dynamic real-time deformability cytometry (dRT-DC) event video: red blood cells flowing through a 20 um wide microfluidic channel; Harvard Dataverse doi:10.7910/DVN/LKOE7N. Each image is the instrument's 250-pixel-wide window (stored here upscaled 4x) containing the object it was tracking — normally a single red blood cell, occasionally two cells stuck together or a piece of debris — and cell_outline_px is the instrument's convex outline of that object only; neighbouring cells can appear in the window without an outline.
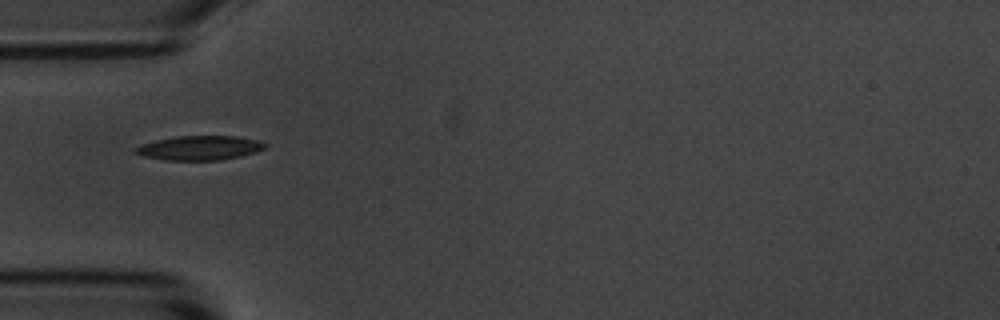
{"species": "common noctule bat (a hibernating species)", "species_latin": "Nyctalus noctula", "temperature_condition": "room temperature", "stored_images_in_passage": 11, "camera_frame_rate_fps": 3000, "um_per_image_px": 0.085, "animal": {"sex": "male", "body_mass_g": 20.1, "forearm_length_mm": 53.5}, "frame": {"image": 1, "passage_image": 1, "time_ms": 0.0, "image_size_px": [1000, 320], "cell_outline_px": [[268, 148], [256, 152], [240, 156], [220, 160], [164, 160], [144, 156], [132, 152], [132, 148], [140, 144], [156, 140], [176, 136], [236, 136], [256, 140], [268, 144]], "centroid_in_image_um": [16.94, 12.57], "position_along_channel_um": 68.1, "area_um2": 18.55}}
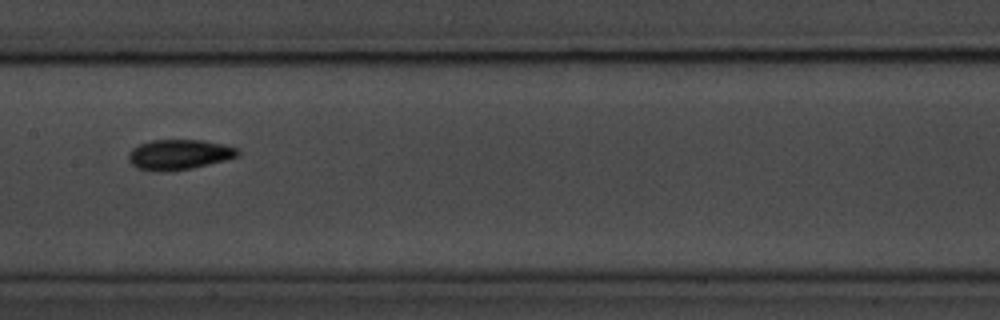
{"frame": {"image": 2, "passage_image": 4, "time_ms": 3.333, "image_size_px": [1000, 320], "cell_outline_px": [[240, 152], [236, 156], [228, 160], [192, 168], [140, 168], [132, 164], [128, 160], [128, 152], [136, 144], [152, 140], [204, 140], [224, 144], [236, 148]], "centroid_in_image_um": [15.26, 13.07], "position_along_channel_um": 192.1, "area_um2": 18.55}}
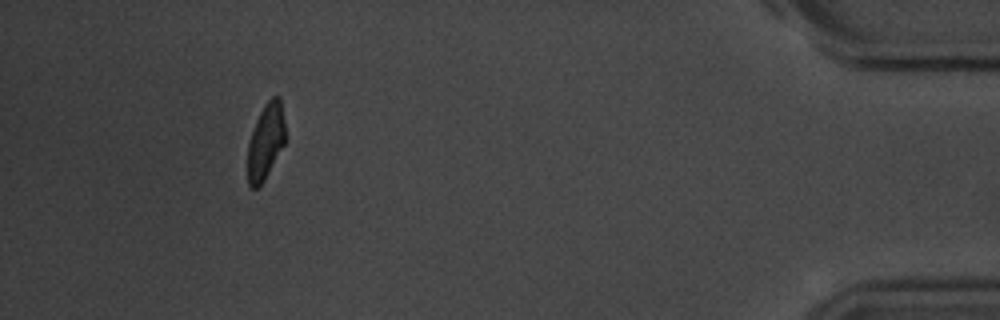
{"frame": {"image": 3, "passage_image": 10, "time_ms": 11.0, "image_size_px": [1000, 320], "cell_outline_px": [[284, 144], [264, 180], [256, 188], [252, 188], [248, 184], [248, 144], [256, 120], [264, 104], [272, 96], [280, 96], [284, 120]], "centroid_in_image_um": [22.58, 12.0], "position_along_channel_um": 412.6, "area_um2": 16.3}, "authors_computed_cell_mechanics": {"area_um2": 17.8024, "velocity_mm_per_s": 3.6877, "shape_relaxation_time_tau1_ms": 2.0079, "shape_relaxation_time_tau2_ms": null, "deformation_change_tau1": 0.1023, "deformation_change_tau2": null}}